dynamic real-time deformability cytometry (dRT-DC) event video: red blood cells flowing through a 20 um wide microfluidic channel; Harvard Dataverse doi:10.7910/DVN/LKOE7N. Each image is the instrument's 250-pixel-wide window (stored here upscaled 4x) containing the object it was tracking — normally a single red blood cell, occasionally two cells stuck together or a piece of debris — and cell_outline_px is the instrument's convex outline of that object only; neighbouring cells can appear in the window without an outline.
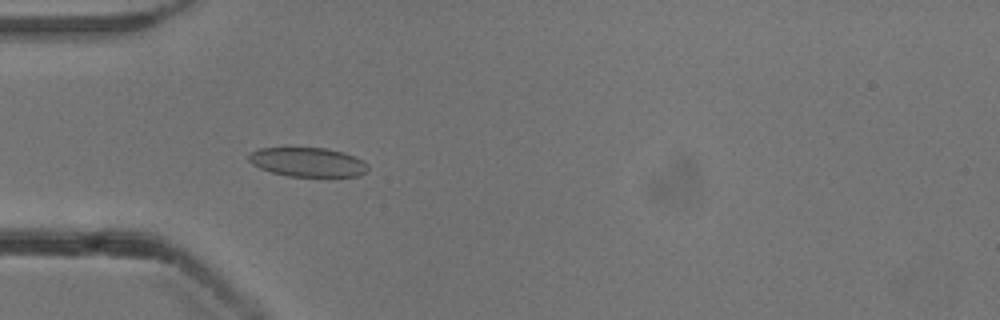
{"species": "common noctule bat (a hibernating species)", "species_latin": "Nyctalus noctula", "temperature_condition": "cold", "stored_images_in_passage": 54, "camera_frame_rate_fps": 3000, "um_per_image_px": 0.085, "animal": {"sex": "male", "body_mass_g": 13.3}, "frame": {"image": 1, "passage_image": 17, "time_ms": 5.333, "image_size_px": [1000, 320], "cell_outline_px": [[368, 168], [360, 176], [288, 176], [272, 172], [260, 168], [252, 164], [248, 160], [248, 156], [252, 152], [260, 148], [328, 148], [344, 152], [368, 164]], "centroid_in_image_um": [26.14, 13.78], "position_along_channel_um": 58.9, "area_um2": 20.06}}
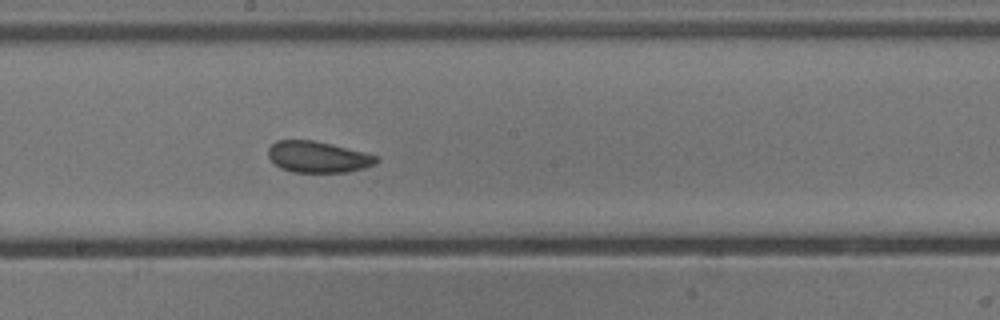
{"frame": {"image": 2, "passage_image": 30, "time_ms": 9.667, "image_size_px": [1000, 320], "cell_outline_px": [[380, 160], [376, 164], [364, 168], [348, 172], [292, 172], [280, 168], [268, 156], [268, 148], [276, 140], [312, 140], [364, 152], [376, 156]], "centroid_in_image_um": [27.02, 13.35], "position_along_channel_um": 221.2, "area_um2": 19.59}}
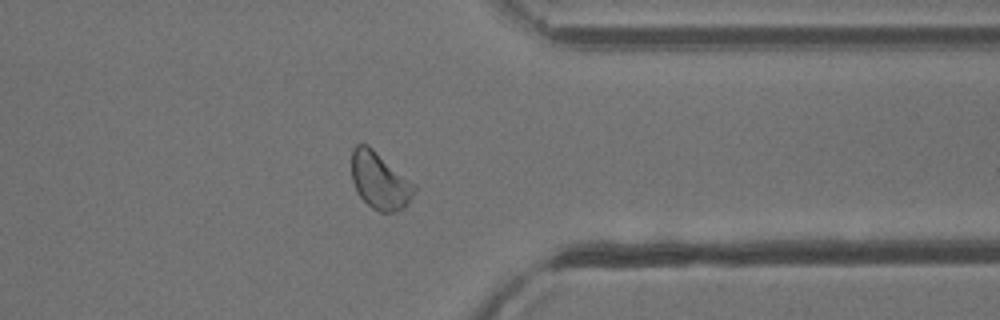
{"frame": {"image": 3, "passage_image": 43, "time_ms": 14.0, "image_size_px": [1000, 320], "cell_outline_px": [[416, 192], [404, 208], [396, 212], [380, 212], [372, 208], [356, 192], [352, 180], [352, 148], [356, 144], [368, 144], [416, 184]], "centroid_in_image_um": [32.29, 15.36], "position_along_channel_um": 379.1, "area_um2": 21.04}, "authors_computed_cell_mechanics": {"area_um2": 20.8658, "velocity_mm_per_s": 3.8241, "shape_relaxation_time_tau1_ms": 8.2267, "shape_relaxation_time_tau2_ms": 2.9564, "deformation_change_tau1": 0.1111, "deformation_change_tau2": 0.0775}}